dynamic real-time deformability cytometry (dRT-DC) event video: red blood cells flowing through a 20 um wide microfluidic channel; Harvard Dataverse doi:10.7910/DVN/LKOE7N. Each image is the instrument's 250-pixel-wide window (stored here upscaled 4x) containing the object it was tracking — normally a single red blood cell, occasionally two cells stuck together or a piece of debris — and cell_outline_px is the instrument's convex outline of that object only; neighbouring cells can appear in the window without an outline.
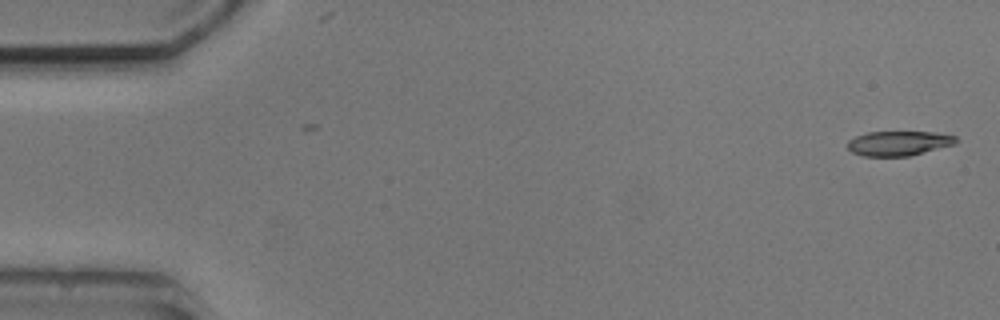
{"species": "common noctule bat (a hibernating species)", "species_latin": "Nyctalus noctula", "temperature_condition": "cold", "stored_images_in_passage": 4, "camera_frame_rate_fps": 3000, "um_per_image_px": 0.085, "animal": {"sex": "male", "body_mass_g": 20.5, "forearm_length_mm": 52.5}, "frame": {"image": 1, "passage_image": 1, "time_ms": 0.0, "image_size_px": [1000, 320], "cell_outline_px": [[956, 144], [908, 156], [864, 156], [852, 152], [848, 148], [848, 140], [856, 136], [868, 132], [936, 132], [956, 136]], "centroid_in_image_um": [76.39, 12.17], "position_along_channel_um": 8.6, "area_um2": 15.49}}
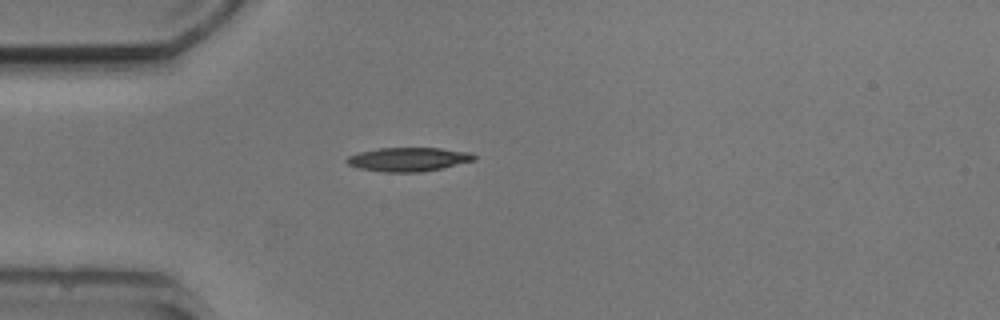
{"frame": {"image": 2, "passage_image": 4, "time_ms": 4.333, "image_size_px": [1000, 320], "cell_outline_px": [[476, 160], [424, 172], [384, 172], [360, 168], [348, 164], [344, 160], [348, 156], [360, 152], [380, 148], [440, 148], [472, 152], [476, 156]], "centroid_in_image_um": [34.75, 13.54], "position_along_channel_um": 50.3, "area_um2": 17.74}}